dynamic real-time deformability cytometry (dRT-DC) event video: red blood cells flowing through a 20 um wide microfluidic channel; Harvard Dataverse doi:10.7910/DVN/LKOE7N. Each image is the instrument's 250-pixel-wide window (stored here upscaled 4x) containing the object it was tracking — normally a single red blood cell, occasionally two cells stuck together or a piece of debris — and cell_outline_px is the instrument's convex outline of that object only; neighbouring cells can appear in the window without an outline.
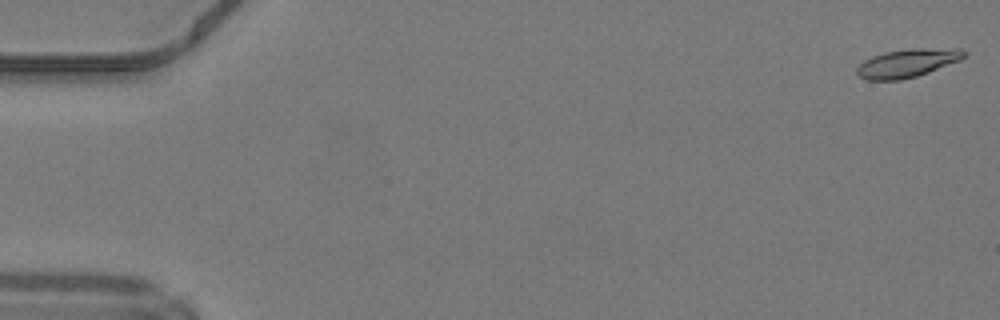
{"species": "common noctule bat (a hibernating species)", "species_latin": "Nyctalus noctula", "temperature_condition": "warm", "stored_images_in_passage": 49, "camera_frame_rate_fps": 3000, "um_per_image_px": 0.085, "animal": {"sex": "male", "body_mass_g": 19.2, "forearm_length_mm": 51.8}, "frame": {"image": 1, "passage_image": 1, "time_ms": 0.0, "image_size_px": [1000, 320], "cell_outline_px": [[968, 52], [960, 60], [928, 72], [916, 76], [900, 80], [868, 80], [860, 76], [856, 72], [856, 68], [864, 60], [872, 56], [884, 52], [912, 48], [956, 48]], "centroid_in_image_um": [77.12, 5.35], "position_along_channel_um": 7.9, "area_um2": 17.63}}
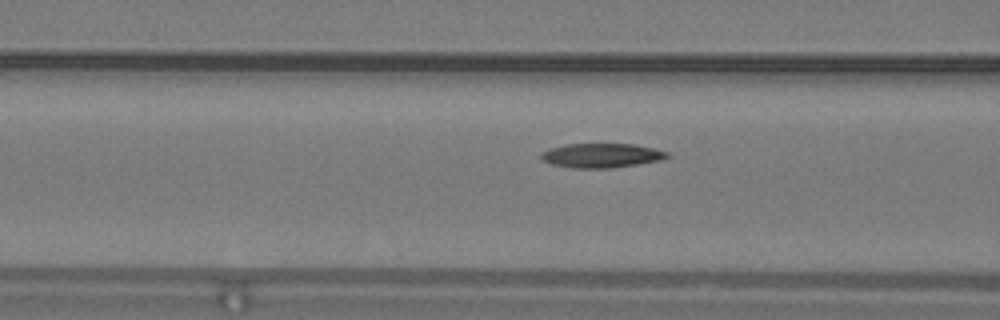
{"frame": {"image": 2, "passage_image": 20, "time_ms": 6.333, "image_size_px": [1000, 320], "cell_outline_px": [[668, 156], [660, 160], [636, 164], [608, 168], [572, 168], [552, 164], [544, 160], [540, 156], [540, 152], [552, 148], [568, 144], [632, 144], [652, 148], [668, 152]], "centroid_in_image_um": [51.09, 13.21], "position_along_channel_um": 115.5, "area_um2": 17.51}}
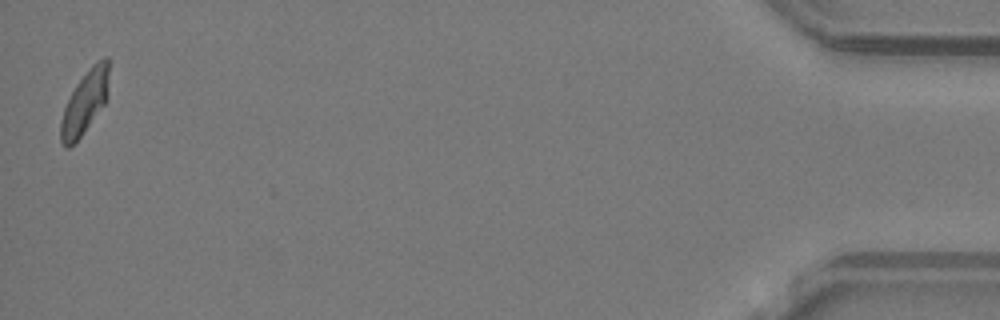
{"frame": {"image": 3, "passage_image": 49, "time_ms": 16.0, "image_size_px": [1000, 320], "cell_outline_px": [[108, 76], [104, 104], [80, 136], [68, 148], [64, 148], [60, 140], [60, 120], [64, 108], [76, 84], [92, 64], [96, 60], [104, 56], [108, 56]], "centroid_in_image_um": [7.17, 8.68], "position_along_channel_um": 428.0, "area_um2": 17.22}, "authors_computed_cell_mechanics": {"area_um2": 17.8024, "velocity_mm_per_s": 4.2132, "shape_relaxation_time_tau1_ms": 8.1526, "shape_relaxation_time_tau2_ms": null, "deformation_change_tau1": 0.1864, "deformation_change_tau2": null}}